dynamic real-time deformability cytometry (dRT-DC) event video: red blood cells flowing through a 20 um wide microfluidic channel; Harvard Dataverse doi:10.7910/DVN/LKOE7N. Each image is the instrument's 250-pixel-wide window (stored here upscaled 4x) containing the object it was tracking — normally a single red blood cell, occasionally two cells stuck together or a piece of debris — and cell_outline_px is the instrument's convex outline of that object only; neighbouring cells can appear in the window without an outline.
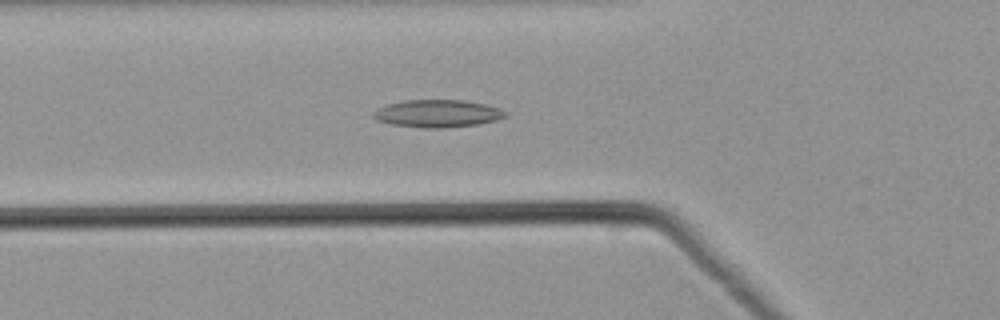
{"species": "common noctule bat (a hibernating species)", "species_latin": "Nyctalus noctula", "temperature_condition": "warm", "stored_images_in_passage": 47, "camera_frame_rate_fps": 3000, "um_per_image_px": 0.085, "animal": {"sex": "male", "body_mass_g": 21.5, "forearm_length_mm": 52.0}, "frame": {"image": 1, "passage_image": 18, "time_ms": 5.667, "image_size_px": [1000, 320], "cell_outline_px": [[508, 116], [496, 120], [476, 124], [444, 128], [424, 128], [392, 124], [376, 120], [372, 116], [372, 112], [376, 108], [388, 104], [404, 100], [460, 100], [484, 104], [500, 108], [508, 112]], "centroid_in_image_um": [37.17, 9.65], "position_along_channel_um": 88.6, "area_um2": 21.21}}
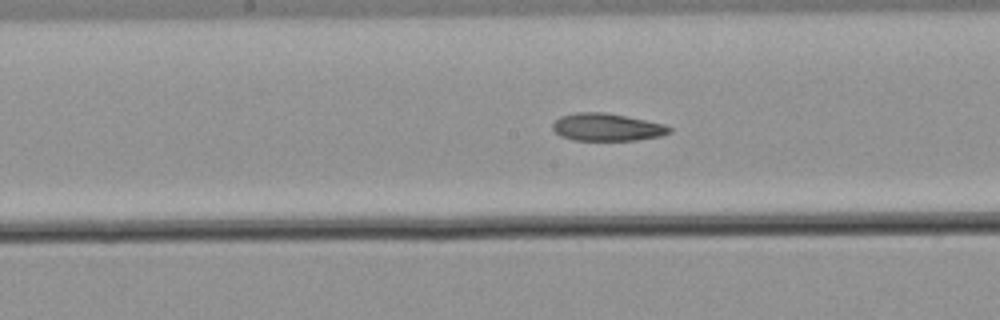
{"frame": {"image": 2, "passage_image": 26, "time_ms": 8.333, "image_size_px": [1000, 320], "cell_outline_px": [[672, 132], [660, 136], [636, 140], [572, 140], [560, 136], [552, 128], [552, 124], [560, 116], [576, 112], [604, 112], [664, 124], [672, 128]], "centroid_in_image_um": [51.57, 10.81], "position_along_channel_um": 196.6, "area_um2": 18.67}}
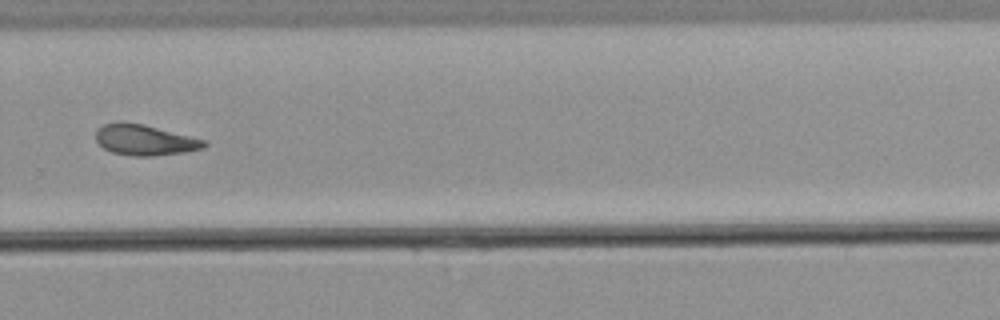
{"frame": {"image": 3, "passage_image": 35, "time_ms": 11.333, "image_size_px": [1000, 320], "cell_outline_px": [[208, 144], [204, 148], [184, 152], [152, 156], [132, 156], [112, 152], [104, 148], [96, 140], [96, 132], [104, 124], [144, 124], [204, 140]], "centroid_in_image_um": [12.34, 11.93], "position_along_channel_um": 317.5, "area_um2": 18.73}}